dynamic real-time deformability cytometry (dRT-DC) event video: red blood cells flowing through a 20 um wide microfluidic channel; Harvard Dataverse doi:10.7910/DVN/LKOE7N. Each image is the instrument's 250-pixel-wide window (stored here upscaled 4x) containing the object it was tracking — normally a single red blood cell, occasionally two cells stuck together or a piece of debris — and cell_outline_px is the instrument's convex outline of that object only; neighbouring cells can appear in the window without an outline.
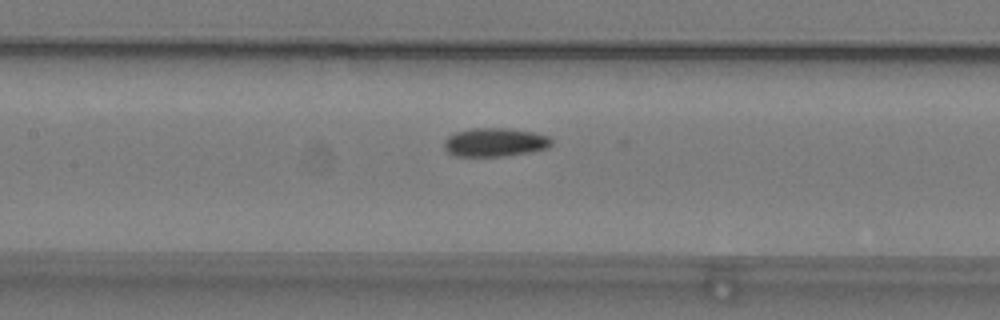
{"species": "common noctule bat (a hibernating species)", "species_latin": "Nyctalus noctula", "temperature_condition": "warm", "stored_images_in_passage": 55, "camera_frame_rate_fps": 3000, "um_per_image_px": 0.085, "animal": {"sex": "male", "body_mass_g": 19.2, "forearm_length_mm": 51.8}, "frame": {"image": 1, "passage_image": 26, "time_ms": 8.333, "image_size_px": [1000, 320], "cell_outline_px": [[552, 144], [548, 148], [528, 152], [504, 156], [452, 156], [444, 148], [444, 140], [448, 136], [456, 132], [472, 128], [508, 128], [532, 132], [548, 136], [552, 140]], "centroid_in_image_um": [42.04, 12.09], "position_along_channel_um": 165.4, "area_um2": 17.92}}
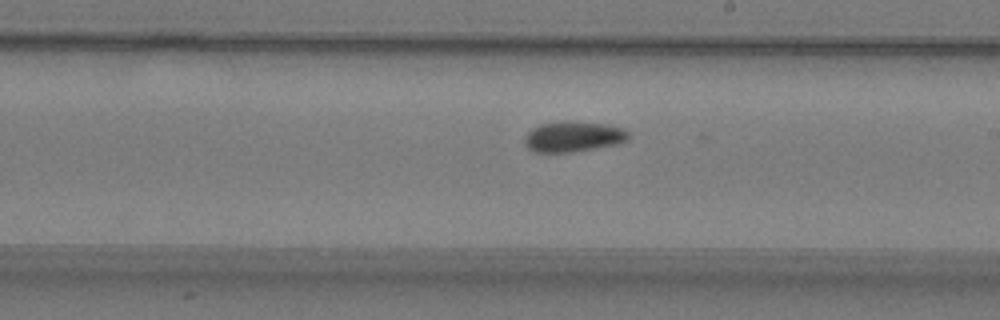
{"frame": {"image": 2, "passage_image": 32, "time_ms": 10.333, "image_size_px": [1000, 320], "cell_outline_px": [[628, 140], [616, 144], [572, 152], [532, 152], [524, 144], [524, 136], [532, 128], [540, 124], [560, 120], [572, 120], [604, 124], [624, 128], [628, 132]], "centroid_in_image_um": [48.68, 11.59], "position_along_channel_um": 240.3, "area_um2": 18.73}}
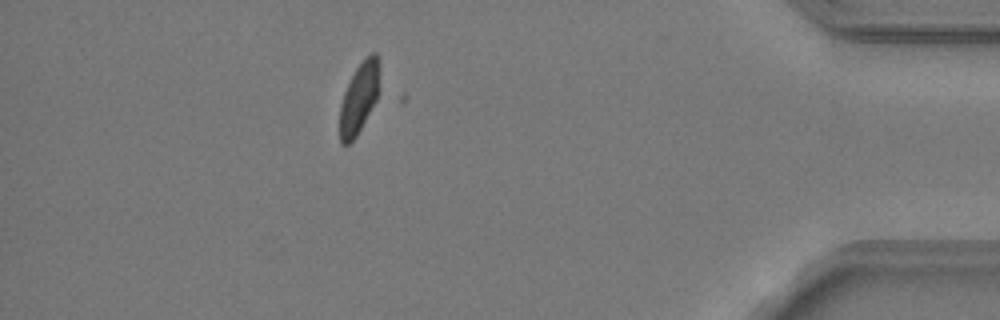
{"frame": {"image": 3, "passage_image": 49, "time_ms": 16.0, "image_size_px": [1000, 320], "cell_outline_px": [[380, 64], [376, 100], [356, 136], [348, 144], [340, 144], [340, 104], [344, 92], [356, 68], [372, 52], [376, 52], [380, 60]], "centroid_in_image_um": [30.52, 8.31], "position_along_channel_um": 404.7, "area_um2": 16.01}, "authors_computed_cell_mechanics": {"area_um2": 17.629, "velocity_mm_per_s": 3.7476, "shape_relaxation_time_tau1_ms": null, "shape_relaxation_time_tau2_ms": 1.57, "deformation_change_tau1": null, "deformation_change_tau2": 0.0551}}